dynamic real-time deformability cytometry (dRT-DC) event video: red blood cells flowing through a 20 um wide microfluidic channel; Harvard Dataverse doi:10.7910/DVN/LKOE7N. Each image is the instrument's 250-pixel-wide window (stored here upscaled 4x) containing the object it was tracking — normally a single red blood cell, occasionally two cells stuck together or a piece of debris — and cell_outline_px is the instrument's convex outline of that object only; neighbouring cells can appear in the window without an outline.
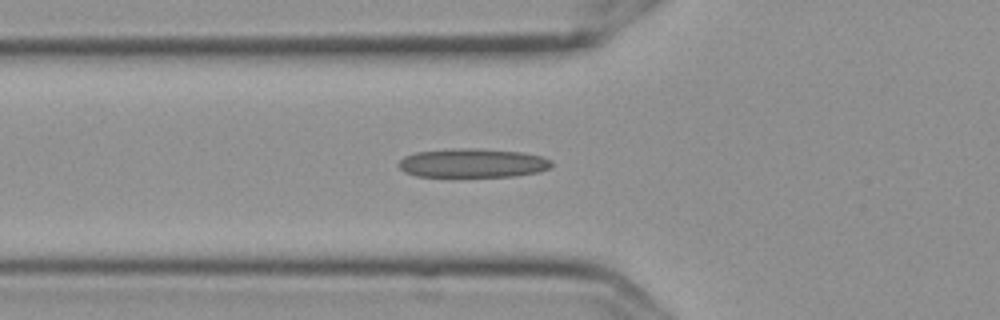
{"species": "Egyptian fruit bat (a non-hibernating species)", "species_latin": "Rousettus aegyptiacus", "temperature_condition": "cold", "stored_images_in_passage": 7, "camera_frame_rate_fps": 3000, "um_per_image_px": 0.085, "frame": {"image": 1, "passage_image": 7, "time_ms": 2.0, "image_size_px": [1000, 320], "cell_outline_px": [[552, 164], [548, 168], [536, 172], [512, 176], [416, 176], [404, 172], [396, 164], [404, 156], [416, 152], [452, 148], [472, 148], [524, 152], [540, 156], [552, 160]], "centroid_in_image_um": [40.13, 13.85], "position_along_channel_um": 85.7, "area_um2": 25.72}}